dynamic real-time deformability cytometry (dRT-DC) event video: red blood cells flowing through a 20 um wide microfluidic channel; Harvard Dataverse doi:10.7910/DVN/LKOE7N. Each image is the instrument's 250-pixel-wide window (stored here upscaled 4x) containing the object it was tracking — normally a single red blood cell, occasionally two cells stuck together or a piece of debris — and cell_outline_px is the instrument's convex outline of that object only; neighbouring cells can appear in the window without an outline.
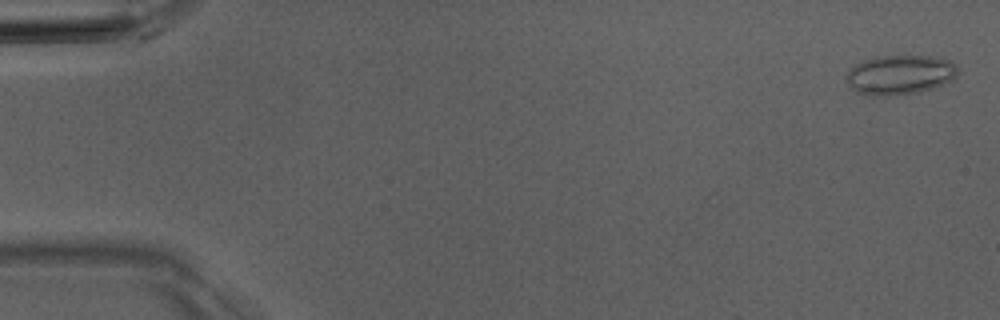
{"species": "Egyptian fruit bat (a non-hibernating species)", "species_latin": "Rousettus aegyptiacus", "temperature_condition": "room temperature", "stored_images_in_passage": 3, "camera_frame_rate_fps": 3000, "um_per_image_px": 0.085, "animal": {"sex": "male"}, "frame": {"image": 1, "passage_image": 1, "time_ms": 0.0, "image_size_px": [1000, 320], "cell_outline_px": [[960, 72], [952, 80], [944, 84], [932, 88], [916, 92], [888, 96], [872, 96], [856, 92], [848, 84], [844, 76], [848, 68], [864, 60], [876, 56], [936, 56], [952, 60], [956, 64]], "centroid_in_image_um": [76.49, 6.34], "position_along_channel_um": 8.5, "area_um2": 26.13}}